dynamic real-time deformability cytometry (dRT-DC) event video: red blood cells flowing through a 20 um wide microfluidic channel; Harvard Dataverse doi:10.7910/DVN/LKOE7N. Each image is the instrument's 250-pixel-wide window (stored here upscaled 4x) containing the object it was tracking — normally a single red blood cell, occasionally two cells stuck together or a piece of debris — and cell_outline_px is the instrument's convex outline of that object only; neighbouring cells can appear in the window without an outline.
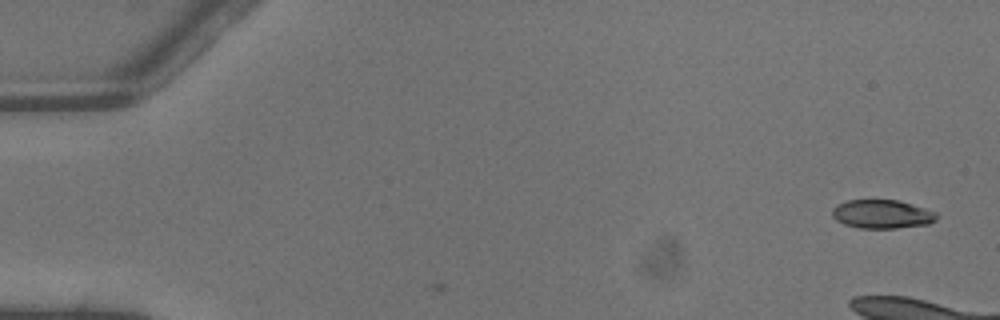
{"species": "common noctule bat (a hibernating species)", "species_latin": "Nyctalus noctula", "temperature_condition": "warm", "stored_images_in_passage": 3, "segment_of_instrument_passage": [2, 2], "camera_frame_rate_fps": 3000, "um_per_image_px": 0.085, "animal": {"sex": "male", "body_mass_g": 13.3}, "frame": {"image": 1, "passage_image": 3, "time_ms": 0.667, "image_size_px": [1000, 320], "cell_outline_px": [[936, 220], [928, 224], [896, 228], [860, 228], [844, 224], [836, 220], [832, 216], [832, 208], [836, 204], [848, 200], [896, 200], [912, 204], [936, 212]], "centroid_in_image_um": [74.94, 18.2], "position_along_channel_um": 10.1, "area_um2": 17.4}}